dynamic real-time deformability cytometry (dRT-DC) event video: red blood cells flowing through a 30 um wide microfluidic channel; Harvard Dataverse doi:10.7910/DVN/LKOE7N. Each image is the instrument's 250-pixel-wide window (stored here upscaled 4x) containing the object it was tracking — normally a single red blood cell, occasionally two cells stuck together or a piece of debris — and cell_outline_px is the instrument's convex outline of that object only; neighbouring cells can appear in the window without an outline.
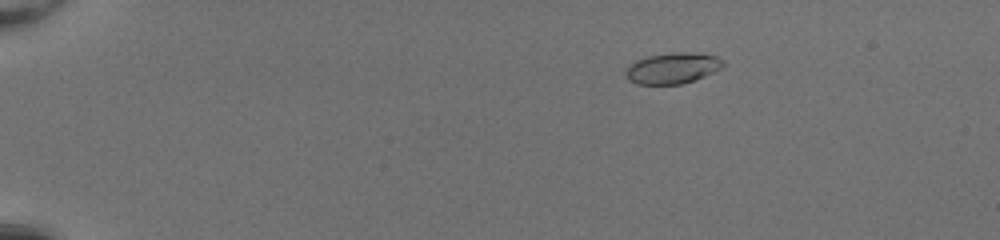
{"species": "common noctule bat (a hibernating species)", "species_latin": "Nyctalus noctula", "temperature_condition": "room temperature", "stored_images_in_passage": 45, "camera_frame_rate_fps": 3000, "um_per_image_px": 0.085, "animal": {"sex": "female", "body_mass_g": 20.0, "forearm_length_mm": 54.0}, "frame": {"image": 1, "passage_image": 3, "time_ms": 0.667, "image_size_px": [1000, 240], "cell_outline_px": [[724, 64], [720, 68], [704, 76], [680, 84], [636, 84], [628, 80], [624, 76], [624, 68], [636, 60], [648, 56], [676, 52], [692, 52], [716, 56], [724, 60]], "centroid_in_image_um": [57.1, 5.79], "position_along_channel_um": 27.9, "area_um2": 17.57}}
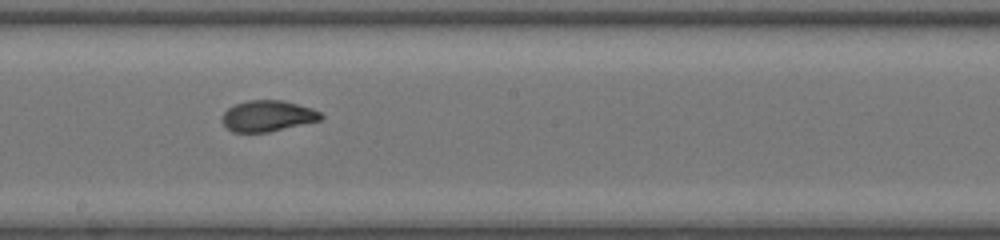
{"frame": {"image": 2, "passage_image": 25, "time_ms": 8.0, "image_size_px": [1000, 240], "cell_outline_px": [[324, 116], [320, 120], [268, 132], [232, 132], [220, 120], [224, 112], [228, 108], [236, 104], [248, 100], [284, 100], [312, 108], [320, 112]], "centroid_in_image_um": [22.74, 9.85], "position_along_channel_um": 225.5, "area_um2": 17.8}}
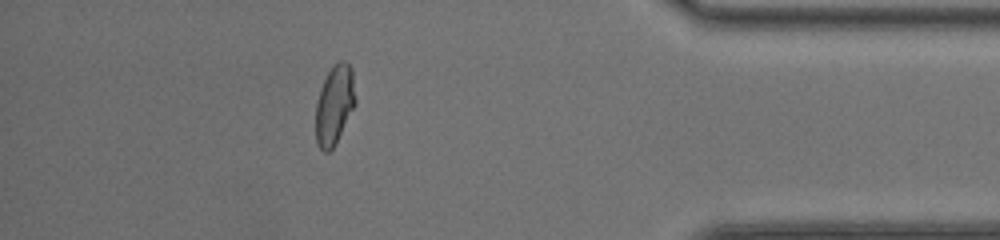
{"frame": {"image": 3, "passage_image": 40, "time_ms": 13.0, "image_size_px": [1000, 240], "cell_outline_px": [[356, 104], [336, 144], [328, 152], [324, 152], [316, 144], [316, 104], [320, 88], [328, 72], [340, 60], [344, 60], [352, 68], [356, 100]], "centroid_in_image_um": [28.44, 8.94], "position_along_channel_um": 406.8, "area_um2": 18.44}, "authors_computed_cell_mechanics": {"area_um2": 17.9758, "velocity_mm_per_s": 4.2378, "shape_relaxation_time_tau1_ms": 5.8766, "shape_relaxation_time_tau2_ms": null, "deformation_change_tau1": 0.2012, "deformation_change_tau2": null}}